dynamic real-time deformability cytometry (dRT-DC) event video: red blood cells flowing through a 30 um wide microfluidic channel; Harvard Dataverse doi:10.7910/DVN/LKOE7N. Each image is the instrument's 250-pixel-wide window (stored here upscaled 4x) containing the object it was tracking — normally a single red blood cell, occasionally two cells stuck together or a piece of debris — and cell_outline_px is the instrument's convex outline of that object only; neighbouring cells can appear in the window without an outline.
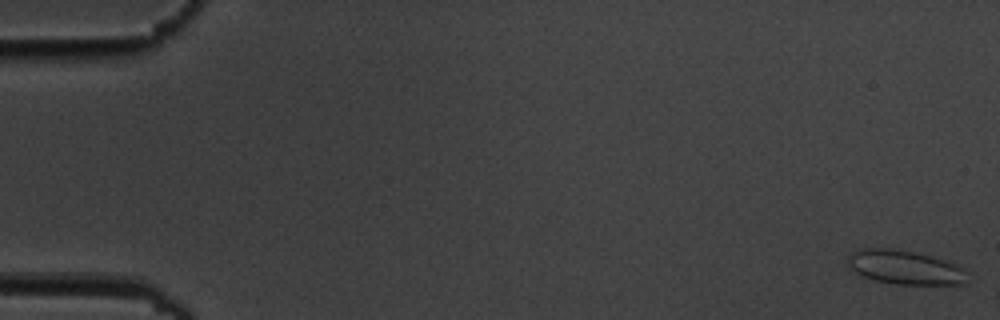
{"species": "common noctule bat (a hibernating species)", "species_latin": "Nyctalus noctula", "temperature_condition": "cold", "stored_images_in_passage": 4, "camera_frame_rate_fps": 3000, "um_per_image_px": 0.085, "animal": {"sex": "male", "body_mass_g": 19.5, "forearm_length_mm": 54.6}, "frame": {"image": 1, "passage_image": 1, "time_ms": 0.0, "image_size_px": [1000, 320], "cell_outline_px": [[968, 284], [896, 284], [876, 280], [864, 276], [848, 268], [848, 256], [852, 252], [860, 248], [892, 248], [912, 252], [944, 260], [956, 264], [964, 272]], "centroid_in_image_um": [76.87, 22.72], "position_along_channel_um": 8.1, "area_um2": 23.35}}